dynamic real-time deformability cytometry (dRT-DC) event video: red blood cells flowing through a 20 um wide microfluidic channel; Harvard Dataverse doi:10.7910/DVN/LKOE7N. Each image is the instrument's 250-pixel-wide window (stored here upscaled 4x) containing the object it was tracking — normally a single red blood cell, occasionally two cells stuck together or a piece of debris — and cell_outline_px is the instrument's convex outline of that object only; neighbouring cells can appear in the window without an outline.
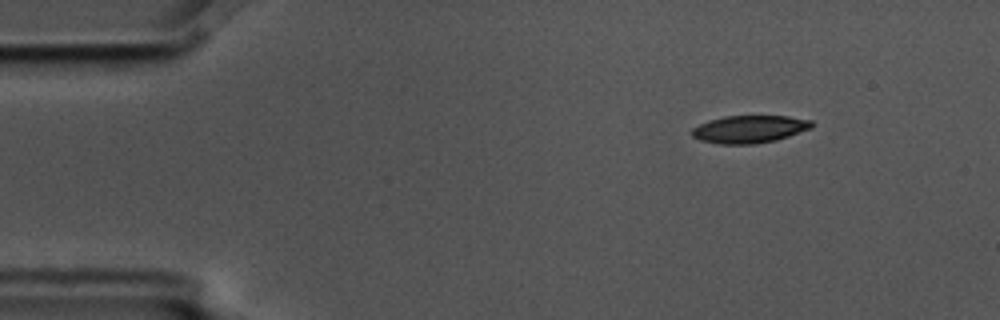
{"species": "common noctule bat (a hibernating species)", "species_latin": "Nyctalus noctula", "temperature_condition": "cold", "stored_images_in_passage": 54, "camera_frame_rate_fps": 3000, "um_per_image_px": 0.085, "animal": {"sex": "male", "body_mass_g": 17.5, "forearm_length_mm": 52.3}, "frame": {"image": 1, "passage_image": 5, "time_ms": 1.333, "image_size_px": [1000, 320], "cell_outline_px": [[812, 128], [776, 140], [756, 144], [720, 144], [700, 140], [692, 136], [692, 128], [708, 120], [724, 116], [788, 116], [812, 120]], "centroid_in_image_um": [63.7, 10.98], "position_along_channel_um": 21.3, "area_um2": 19.25}}
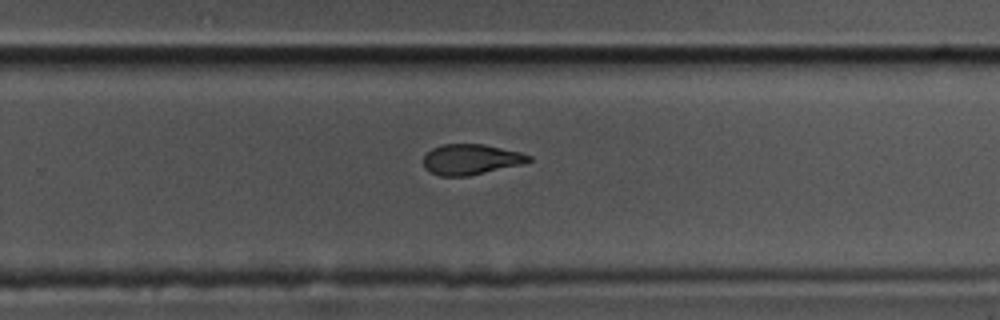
{"frame": {"image": 2, "passage_image": 34, "time_ms": 11.0, "image_size_px": [1000, 320], "cell_outline_px": [[532, 160], [524, 164], [468, 176], [440, 176], [428, 172], [424, 168], [424, 156], [432, 148], [444, 144], [484, 144], [520, 152], [532, 156]], "centroid_in_image_um": [40.03, 13.56], "position_along_channel_um": 289.8, "area_um2": 18.84}}
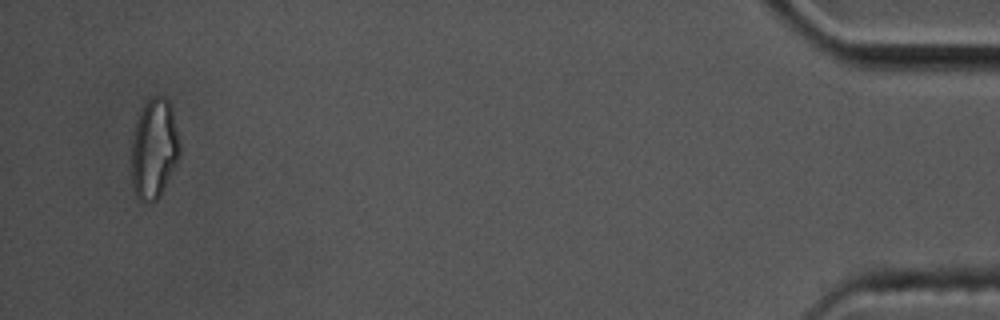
{"frame": {"image": 3, "passage_image": 52, "time_ms": 17.0, "image_size_px": [1000, 320], "cell_outline_px": [[180, 156], [160, 196], [152, 204], [148, 204], [140, 200], [136, 196], [132, 184], [132, 140], [136, 120], [144, 104], [152, 96], [160, 96], [168, 100], [172, 108], [180, 140]], "centroid_in_image_um": [13.11, 12.67], "position_along_channel_um": 422.1, "area_um2": 28.38}, "authors_computed_cell_mechanics": {"area_um2": 20.0566, "velocity_mm_per_s": 3.57, "shape_relaxation_time_tau1_ms": 6.8936, "shape_relaxation_time_tau2_ms": 4.3256, "deformation_change_tau1": 0.1878, "deformation_change_tau2": 0.1169}}